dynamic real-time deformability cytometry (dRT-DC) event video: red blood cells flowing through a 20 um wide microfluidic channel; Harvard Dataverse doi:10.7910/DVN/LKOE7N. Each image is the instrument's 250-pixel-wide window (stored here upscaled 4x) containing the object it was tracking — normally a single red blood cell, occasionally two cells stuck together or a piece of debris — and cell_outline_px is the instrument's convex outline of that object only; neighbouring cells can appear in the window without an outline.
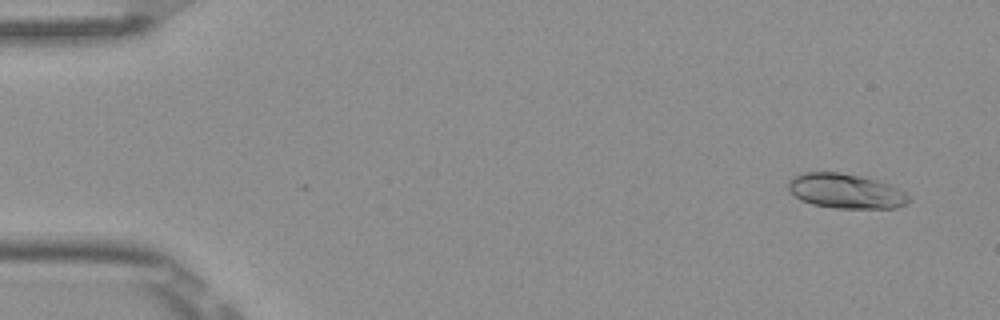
{"species": "Egyptian fruit bat (a non-hibernating species)", "species_latin": "Rousettus aegyptiacus", "temperature_condition": "room temperature", "stored_images_in_passage": 4, "camera_frame_rate_fps": 3000, "um_per_image_px": 0.085, "frame": {"image": 1, "passage_image": 1, "time_ms": 0.0, "image_size_px": [1000, 320], "cell_outline_px": [[908, 200], [904, 204], [896, 208], [832, 208], [812, 204], [800, 200], [788, 192], [788, 180], [804, 172], [840, 172], [860, 176], [876, 180], [888, 184], [904, 192], [908, 196]], "centroid_in_image_um": [71.81, 16.24], "position_along_channel_um": 13.2, "area_um2": 24.28}}
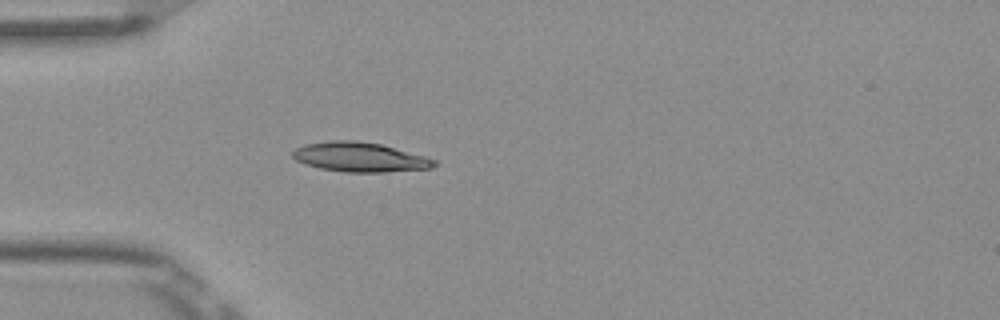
{"frame": {"image": 2, "passage_image": 4, "time_ms": 1.0, "image_size_px": [1000, 320], "cell_outline_px": [[436, 164], [432, 168], [384, 172], [344, 172], [320, 168], [296, 160], [292, 156], [292, 152], [296, 148], [304, 144], [332, 140], [356, 140], [380, 144], [424, 156], [436, 160]], "centroid_in_image_um": [30.57, 13.35], "position_along_channel_um": 54.4, "area_um2": 24.16}}